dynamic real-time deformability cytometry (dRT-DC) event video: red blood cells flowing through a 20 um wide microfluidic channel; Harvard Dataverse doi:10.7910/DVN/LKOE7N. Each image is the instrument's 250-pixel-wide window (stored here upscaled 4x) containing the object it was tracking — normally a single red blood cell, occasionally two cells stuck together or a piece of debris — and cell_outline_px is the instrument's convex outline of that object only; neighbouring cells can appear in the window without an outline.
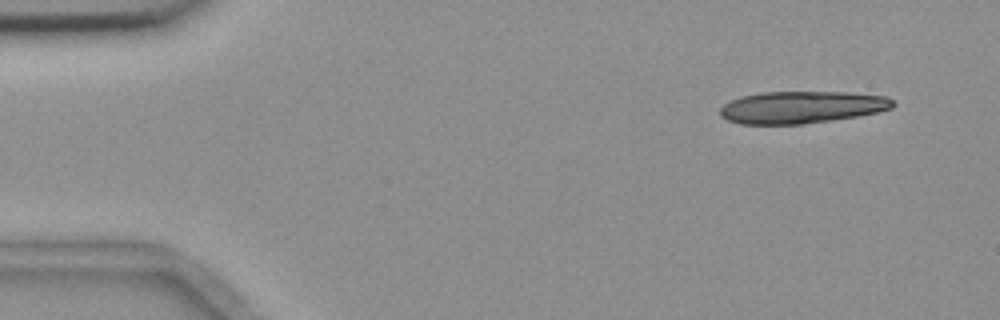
{"species": "common noctule bat (a hibernating species)", "species_latin": "Nyctalus noctula", "temperature_condition": "room temperature", "stored_images_in_passage": 5, "camera_frame_rate_fps": 3000, "um_per_image_px": 0.085, "animal": {"sex": "female", "body_mass_g": 18.4}, "frame": {"image": 1, "passage_image": 1, "time_ms": 0.0, "image_size_px": [1000, 320], "cell_outline_px": [[896, 104], [892, 108], [880, 112], [860, 116], [804, 124], [740, 124], [728, 120], [720, 116], [720, 108], [724, 104], [740, 96], [764, 92], [848, 92], [888, 96]], "centroid_in_image_um": [68.18, 9.11], "position_along_channel_um": 16.8, "area_um2": 32.66}}